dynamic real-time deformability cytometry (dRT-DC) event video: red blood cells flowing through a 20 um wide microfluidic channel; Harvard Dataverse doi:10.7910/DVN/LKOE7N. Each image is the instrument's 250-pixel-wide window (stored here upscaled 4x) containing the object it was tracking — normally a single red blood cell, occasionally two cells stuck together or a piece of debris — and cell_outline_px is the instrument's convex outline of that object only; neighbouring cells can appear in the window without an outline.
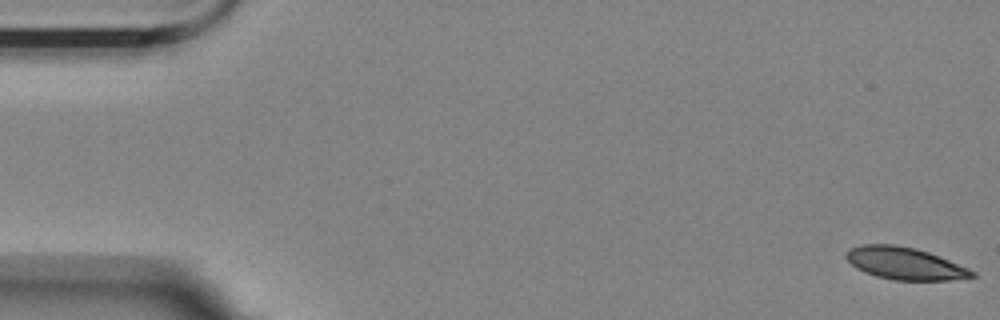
{"species": "Egyptian fruit bat (a non-hibernating species)", "species_latin": "Rousettus aegyptiacus", "temperature_condition": "room temperature", "stored_images_in_passage": 53, "camera_frame_rate_fps": 3000, "um_per_image_px": 0.085, "animal": {"sex": "female"}, "frame": {"image": 1, "passage_image": 1, "time_ms": 0.0, "image_size_px": [1000, 320], "cell_outline_px": [[976, 276], [952, 280], [892, 280], [876, 276], [856, 268], [844, 256], [844, 252], [848, 248], [860, 244], [896, 244], [916, 248], [928, 252], [968, 268], [976, 272]], "centroid_in_image_um": [76.86, 22.38], "position_along_channel_um": 8.1, "area_um2": 23.76}}
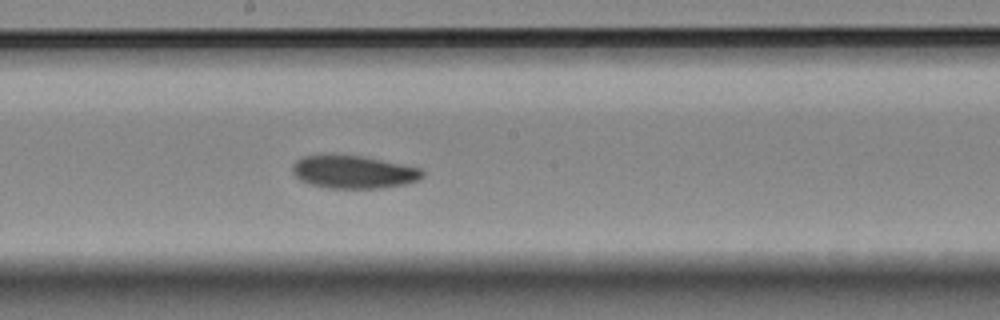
{"frame": {"image": 2, "passage_image": 30, "time_ms": 9.667, "image_size_px": [1000, 320], "cell_outline_px": [[424, 176], [420, 180], [404, 184], [380, 188], [328, 188], [308, 184], [300, 180], [292, 172], [292, 164], [296, 160], [304, 156], [364, 156], [420, 168], [424, 172]], "centroid_in_image_um": [30.06, 14.63], "position_along_channel_um": 218.1, "area_um2": 24.74}}
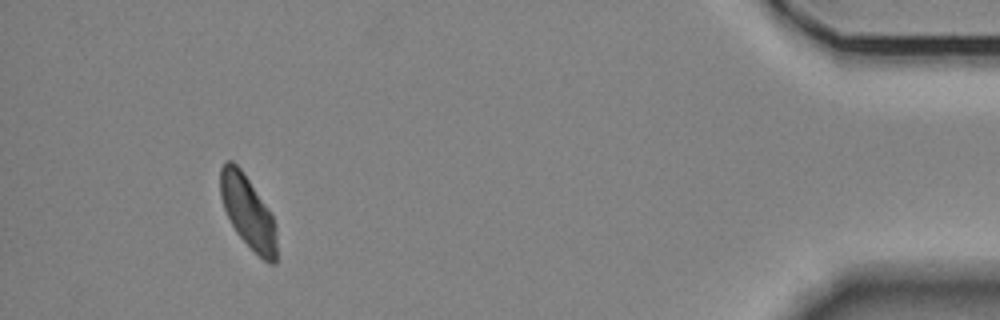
{"frame": {"image": 3, "passage_image": 52, "time_ms": 17.0, "image_size_px": [1000, 320], "cell_outline_px": [[276, 264], [268, 264], [236, 232], [224, 208], [220, 196], [220, 168], [224, 160], [232, 160], [240, 168], [268, 208], [276, 224]], "centroid_in_image_um": [21.07, 18.0], "position_along_channel_um": 414.1, "area_um2": 23.52}}